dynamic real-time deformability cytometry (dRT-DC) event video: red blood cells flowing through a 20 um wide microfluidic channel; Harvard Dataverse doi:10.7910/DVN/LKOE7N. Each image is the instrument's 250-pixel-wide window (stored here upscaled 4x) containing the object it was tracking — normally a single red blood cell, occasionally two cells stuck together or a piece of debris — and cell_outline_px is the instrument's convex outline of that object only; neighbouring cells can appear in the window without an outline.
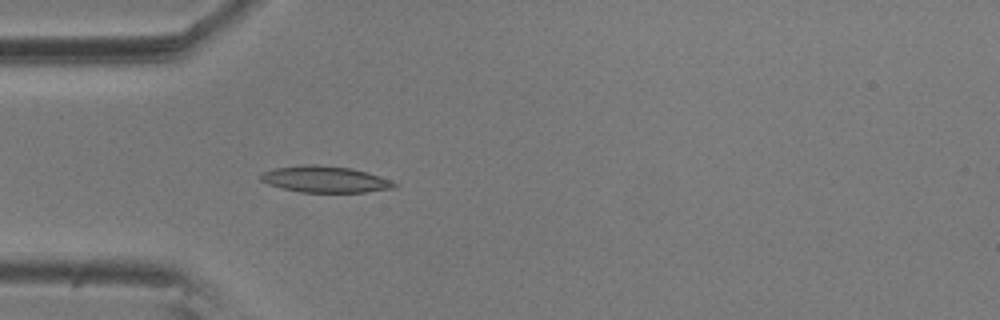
{"species": "common noctule bat (a hibernating species)", "species_latin": "Nyctalus noctula", "temperature_condition": "room temperature", "stored_images_in_passage": 5, "camera_frame_rate_fps": 3000, "um_per_image_px": 0.085, "animal": {"sex": "male", "body_mass_g": 20.5, "forearm_length_mm": 52.5}, "frame": {"image": 1, "passage_image": 5, "time_ms": 1.333, "image_size_px": [1000, 320], "cell_outline_px": [[396, 188], [364, 192], [300, 192], [280, 188], [268, 184], [260, 180], [260, 176], [264, 172], [276, 168], [304, 164], [316, 164], [352, 168], [368, 172], [392, 180], [396, 184]], "centroid_in_image_um": [27.65, 15.24], "position_along_channel_um": 57.4, "area_um2": 20.63}}